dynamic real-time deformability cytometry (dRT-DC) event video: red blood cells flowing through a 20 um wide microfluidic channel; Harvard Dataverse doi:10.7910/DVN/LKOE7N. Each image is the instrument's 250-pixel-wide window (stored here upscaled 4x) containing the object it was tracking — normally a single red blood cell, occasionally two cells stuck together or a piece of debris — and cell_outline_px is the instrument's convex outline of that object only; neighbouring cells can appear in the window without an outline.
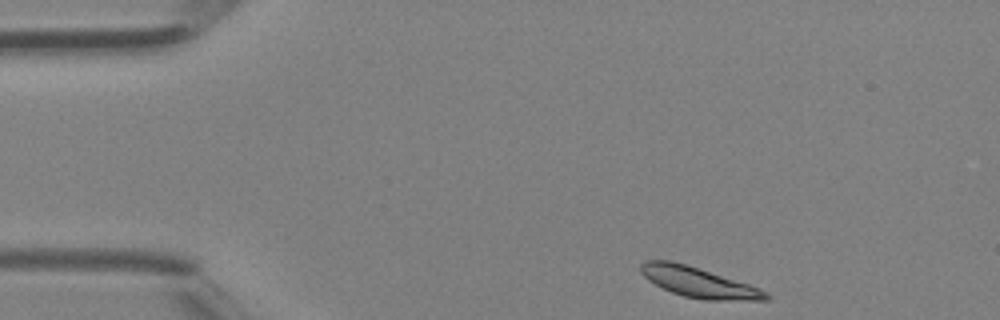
{"species": "Egyptian fruit bat (a non-hibernating species)", "species_latin": "Rousettus aegyptiacus", "temperature_condition": "room temperature", "stored_images_in_passage": 38, "camera_frame_rate_fps": 3000, "um_per_image_px": 0.085, "animal": {"sex": "female"}, "frame": {"image": 1, "passage_image": 1, "time_ms": 0.0, "image_size_px": [1000, 320], "cell_outline_px": [[772, 296], [768, 300], [704, 300], [684, 296], [672, 292], [648, 280], [640, 272], [640, 264], [644, 260], [672, 260], [748, 284], [760, 288], [768, 292]], "centroid_in_image_um": [59.39, 24.0], "position_along_channel_um": 25.6, "area_um2": 21.85}}
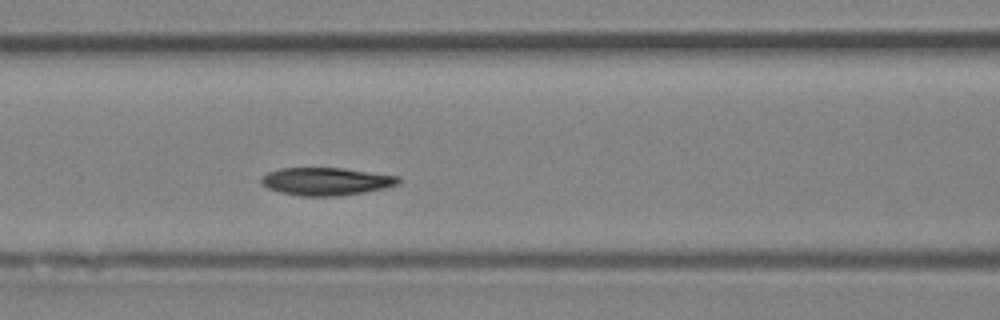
{"frame": {"image": 2, "passage_image": 13, "time_ms": 4.0, "image_size_px": [1000, 320], "cell_outline_px": [[400, 184], [384, 188], [364, 192], [336, 196], [300, 196], [280, 192], [268, 188], [260, 180], [260, 176], [268, 172], [280, 168], [344, 168], [400, 176]], "centroid_in_image_um": [27.73, 15.41], "position_along_channel_um": 138.9, "area_um2": 22.25}}
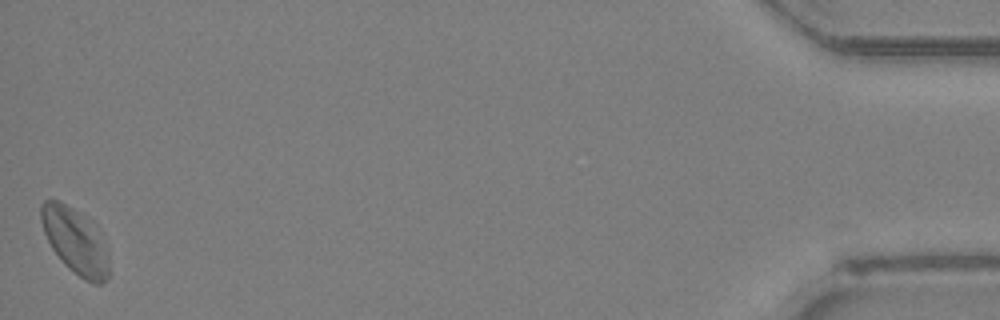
{"frame": {"image": 3, "passage_image": 38, "time_ms": 12.333, "image_size_px": [1000, 320], "cell_outline_px": [[108, 280], [100, 284], [92, 284], [84, 280], [68, 268], [64, 264], [52, 248], [44, 232], [40, 220], [40, 204], [44, 200], [60, 200], [72, 208], [76, 212], [108, 252]], "centroid_in_image_um": [6.31, 20.56], "position_along_channel_um": 428.9, "area_um2": 24.62}}